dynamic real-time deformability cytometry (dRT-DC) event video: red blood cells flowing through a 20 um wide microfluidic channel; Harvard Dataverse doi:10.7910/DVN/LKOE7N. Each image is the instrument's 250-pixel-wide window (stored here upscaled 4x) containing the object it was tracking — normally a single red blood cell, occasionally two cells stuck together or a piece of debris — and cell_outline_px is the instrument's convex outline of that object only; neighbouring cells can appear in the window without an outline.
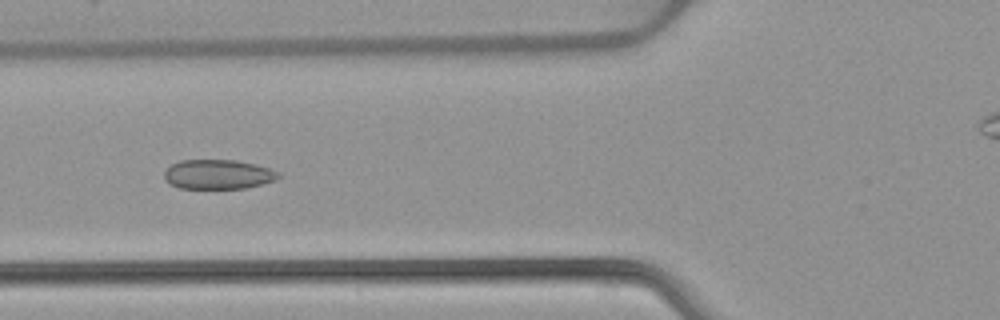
{"species": "common noctule bat (a hibernating species)", "species_latin": "Nyctalus noctula", "temperature_condition": "warm", "stored_images_in_passage": 30, "camera_frame_rate_fps": 3000, "um_per_image_px": 0.085, "animal": {"sex": "female", "body_mass_g": 22.7, "forearm_length_mm": 54.2}, "frame": {"image": 1, "passage_image": 5, "time_ms": 1.333, "image_size_px": [1000, 320], "cell_outline_px": [[280, 176], [276, 180], [244, 188], [180, 188], [168, 184], [164, 180], [164, 172], [172, 164], [180, 160], [236, 160], [256, 164], [280, 172]], "centroid_in_image_um": [18.52, 14.82], "position_along_channel_um": 107.3, "area_um2": 19.65}}
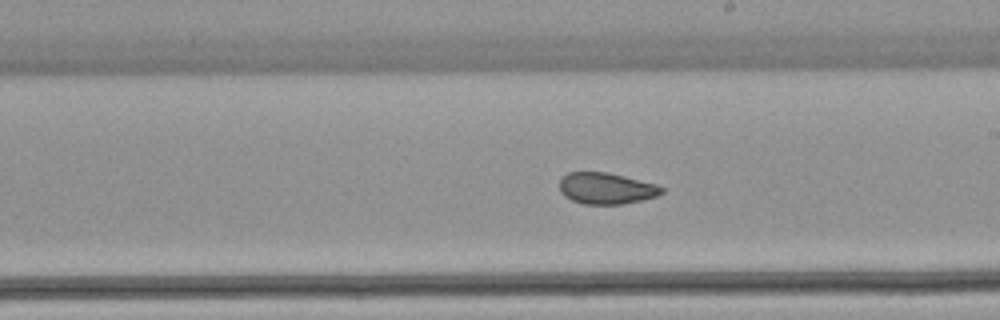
{"frame": {"image": 2, "passage_image": 15, "time_ms": 4.667, "image_size_px": [1000, 320], "cell_outline_px": [[664, 192], [656, 196], [640, 200], [620, 204], [584, 204], [572, 200], [564, 196], [560, 192], [560, 176], [568, 172], [608, 172], [656, 184], [664, 188]], "centroid_in_image_um": [51.5, 16.0], "position_along_channel_um": 237.5, "area_um2": 18.67}}
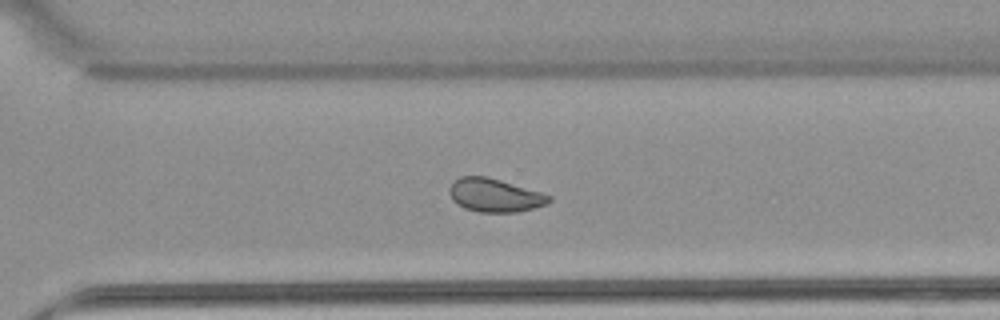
{"frame": {"image": 3, "passage_image": 22, "time_ms": 7.0, "image_size_px": [1000, 320], "cell_outline_px": [[552, 200], [548, 204], [516, 212], [480, 212], [464, 208], [456, 204], [452, 200], [448, 192], [448, 188], [460, 176], [484, 176], [500, 180], [540, 192], [552, 196]], "centroid_in_image_um": [42.03, 16.6], "position_along_channel_um": 328.6, "area_um2": 19.31}, "authors_computed_cell_mechanics": {"area_um2": 19.5942, "velocity_mm_per_s": 3.9046, "shape_relaxation_time_tau1_ms": null, "shape_relaxation_time_tau2_ms": 1.3712, "deformation_change_tau1": null, "deformation_change_tau2": 0.0554}}